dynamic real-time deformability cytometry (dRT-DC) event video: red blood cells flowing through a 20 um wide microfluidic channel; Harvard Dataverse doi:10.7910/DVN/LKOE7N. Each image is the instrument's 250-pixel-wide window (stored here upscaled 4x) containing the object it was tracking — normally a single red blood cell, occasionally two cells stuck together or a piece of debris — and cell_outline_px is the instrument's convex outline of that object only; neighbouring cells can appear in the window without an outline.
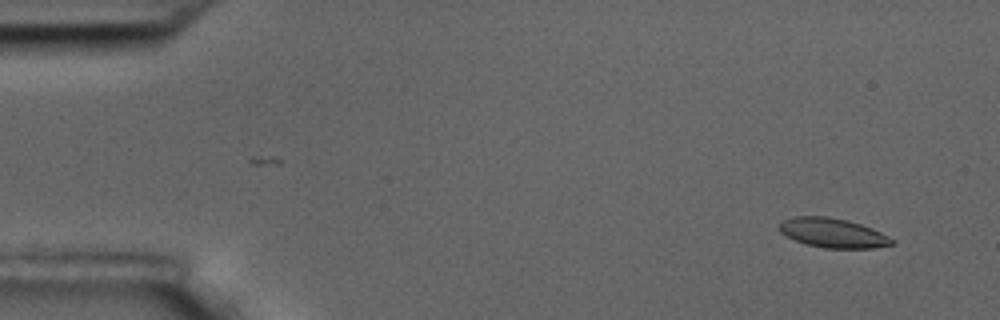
{"species": "common noctule bat (a hibernating species)", "species_latin": "Nyctalus noctula", "temperature_condition": "room temperature", "stored_images_in_passage": 5, "camera_frame_rate_fps": 3000, "um_per_image_px": 0.085, "animal": {"sex": "male", "body_mass_g": 17.5, "forearm_length_mm": 52.3}, "frame": {"image": 1, "passage_image": 2, "time_ms": 0.333, "image_size_px": [1000, 320], "cell_outline_px": [[896, 244], [872, 248], [824, 248], [808, 244], [796, 240], [780, 232], [780, 224], [784, 220], [792, 216], [828, 216], [848, 220], [872, 228], [896, 240]], "centroid_in_image_um": [70.84, 19.79], "position_along_channel_um": 14.2, "area_um2": 19.25}}
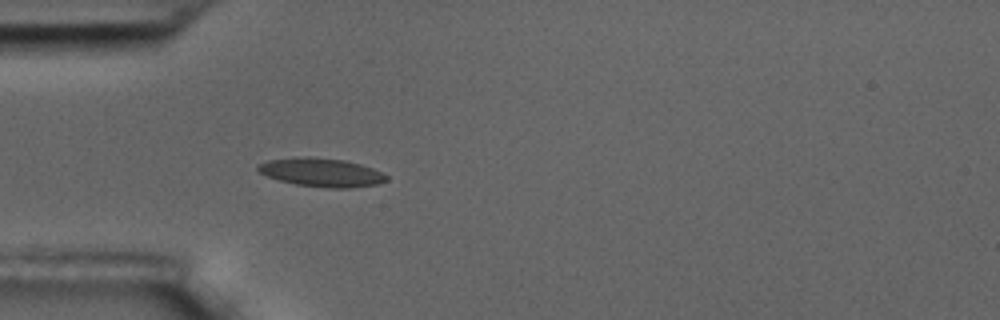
{"frame": {"image": 2, "passage_image": 5, "time_ms": 1.333, "image_size_px": [1000, 320], "cell_outline_px": [[388, 180], [380, 184], [348, 188], [328, 188], [296, 184], [280, 180], [268, 176], [260, 172], [256, 168], [256, 164], [268, 160], [344, 160], [360, 164], [372, 168], [388, 176]], "centroid_in_image_um": [27.41, 14.72], "position_along_channel_um": 57.6, "area_um2": 20.23}}